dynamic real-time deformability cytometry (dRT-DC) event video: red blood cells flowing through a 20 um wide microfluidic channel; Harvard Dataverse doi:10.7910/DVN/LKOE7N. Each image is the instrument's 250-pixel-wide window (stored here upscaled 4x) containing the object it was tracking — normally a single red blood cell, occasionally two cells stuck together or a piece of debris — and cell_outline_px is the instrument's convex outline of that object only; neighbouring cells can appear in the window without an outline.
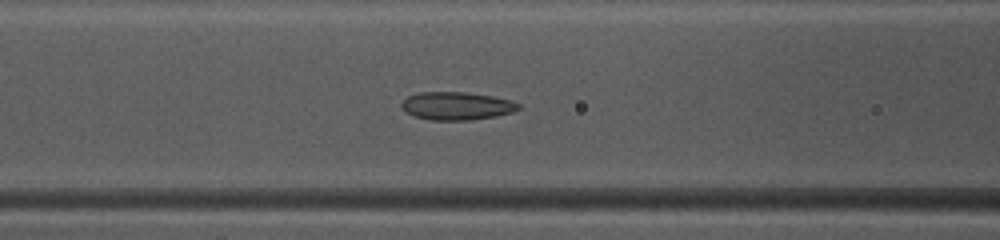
{"species": "common noctule bat (a hibernating species)", "species_latin": "Nyctalus noctula", "temperature_condition": "warm", "stored_images_in_passage": 43, "camera_frame_rate_fps": 3000, "um_per_image_px": 0.085, "animal": {"sex": "female", "body_mass_g": 10.0, "forearm_length_mm": 53.1}, "frame": {"image": 1, "passage_image": 14, "time_ms": 4.333, "image_size_px": [1000, 240], "cell_outline_px": [[520, 108], [512, 112], [496, 116], [472, 120], [432, 120], [416, 116], [408, 112], [400, 104], [408, 96], [420, 92], [464, 92], [492, 96], [508, 100], [520, 104]], "centroid_in_image_um": [38.83, 9.0], "position_along_channel_um": 127.8, "area_um2": 18.79}}
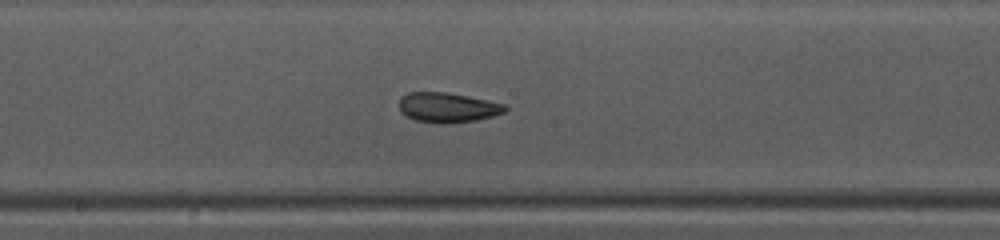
{"frame": {"image": 2, "passage_image": 20, "time_ms": 6.333, "image_size_px": [1000, 240], "cell_outline_px": [[508, 108], [504, 112], [492, 116], [476, 120], [444, 124], [440, 124], [416, 120], [400, 112], [400, 96], [408, 92], [448, 92], [468, 96], [504, 104]], "centroid_in_image_um": [38.03, 9.13], "position_along_channel_um": 210.2, "area_um2": 18.38}}
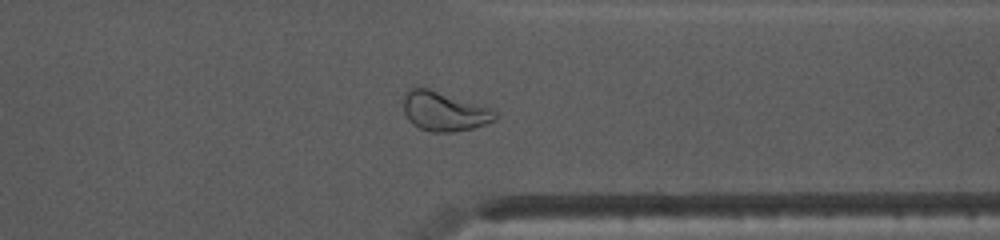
{"frame": {"image": 3, "passage_image": 32, "time_ms": 10.333, "image_size_px": [1000, 240], "cell_outline_px": [[500, 116], [496, 120], [472, 128], [456, 132], [432, 132], [420, 128], [412, 124], [408, 120], [404, 112], [404, 92], [408, 88], [428, 88], [496, 108]], "centroid_in_image_um": [37.82, 9.45], "position_along_channel_um": 373.6, "area_um2": 21.56}, "authors_computed_cell_mechanics": {"area_um2": 20.2878, "velocity_mm_per_s": 4.1097, "shape_relaxation_time_tau1_ms": 7.9812, "shape_relaxation_time_tau2_ms": 1.8199, "deformation_change_tau1": 0.1685, "deformation_change_tau2": 0.0727}}